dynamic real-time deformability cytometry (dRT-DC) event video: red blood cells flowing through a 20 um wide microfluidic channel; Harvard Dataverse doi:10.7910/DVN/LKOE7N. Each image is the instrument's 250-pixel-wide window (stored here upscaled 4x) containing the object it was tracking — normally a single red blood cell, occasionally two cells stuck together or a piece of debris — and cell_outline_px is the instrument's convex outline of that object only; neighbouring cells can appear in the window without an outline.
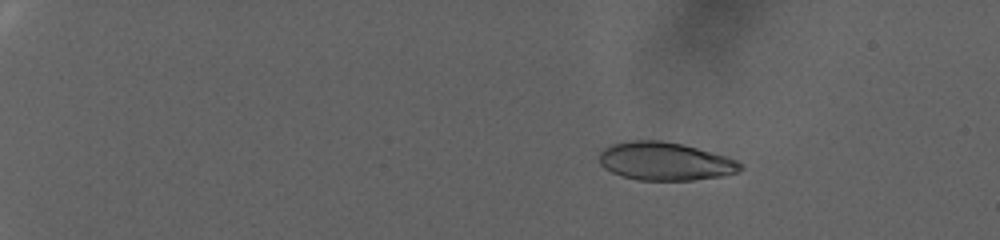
{"species": "human", "species_latin": "Homo sapiens", "temperature_condition": "warm", "stored_images_in_passage": 90, "camera_frame_rate_fps": 3000, "um_per_image_px": 0.085, "donor": {"sex": "female"}, "frame": {"image": 1, "passage_image": 17, "time_ms": 5.333, "image_size_px": [1000, 240], "cell_outline_px": [[744, 168], [740, 172], [720, 176], [692, 180], [636, 180], [620, 176], [604, 168], [600, 164], [600, 152], [604, 148], [612, 144], [632, 140], [660, 140], [680, 144], [696, 148], [724, 156], [736, 160], [744, 164]], "centroid_in_image_um": [56.53, 13.72], "position_along_channel_um": 28.5, "area_um2": 31.33}}
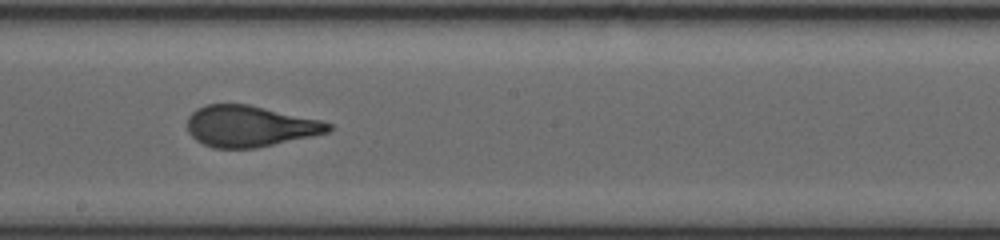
{"frame": {"image": 2, "passage_image": 58, "time_ms": 19.0, "image_size_px": [1000, 240], "cell_outline_px": [[332, 128], [328, 132], [312, 136], [256, 148], [212, 148], [196, 140], [188, 132], [188, 116], [196, 108], [208, 104], [248, 104], [320, 120], [332, 124]], "centroid_in_image_um": [21.21, 10.73], "position_along_channel_um": 227.0, "area_um2": 33.7}}
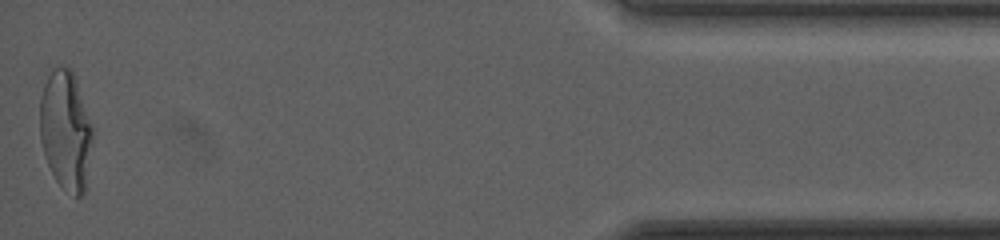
{"frame": {"image": 3, "passage_image": 90, "time_ms": 29.667, "image_size_px": [1000, 240], "cell_outline_px": [[92, 140], [84, 192], [80, 196], [76, 196], [60, 184], [56, 180], [48, 164], [40, 140], [40, 96], [44, 84], [52, 68], [60, 64], [72, 68], [92, 128]], "centroid_in_image_um": [5.56, 11.01], "position_along_channel_um": 429.6, "area_um2": 36.13}, "authors_computed_cell_mechanics": {"area_um2": 33.4662, "velocity_mm_per_s": 2.4819, "shape_relaxation_time_tau1_ms": 8.3402, "shape_relaxation_time_tau2_ms": null, "deformation_change_tau1": 0.2342, "deformation_change_tau2": null}}